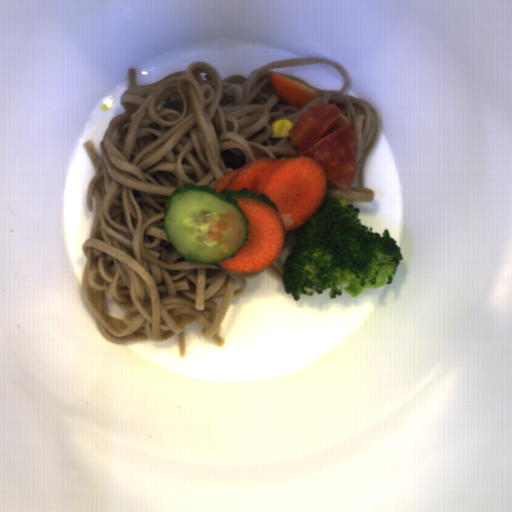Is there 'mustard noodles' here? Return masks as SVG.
Wrapping results in <instances>:
<instances>
[{"mask_svg":"<svg viewBox=\"0 0 512 512\" xmlns=\"http://www.w3.org/2000/svg\"><path fill=\"white\" fill-rule=\"evenodd\" d=\"M321 62L343 74V89L319 90L271 70ZM271 72L308 85L321 97L303 109L283 103L271 88ZM350 86L346 69L328 57L279 60L247 78L231 74L224 80L215 65L199 60L152 84H139L136 68H128L127 88L119 97L125 111L111 118L98 151L92 140L82 143L96 172L86 197L89 213L95 199V212L82 245L81 286L106 340L122 346L176 335L178 357L185 358L186 330L197 322L203 338L224 348L221 325L249 279L267 272L283 281L296 229L287 230L275 261L253 273L187 260L164 229L169 197L179 186L214 188L228 172L257 160L299 157L290 136L271 137L275 120L294 126L312 106L335 104L356 133V175L349 190L327 180L325 197L374 202L375 191L363 185V168L377 141L379 119L372 104L345 95Z\"/></svg>","mask_w":512,"mask_h":512,"instance_id":"1","label":"mustard noodles"}]
</instances>
